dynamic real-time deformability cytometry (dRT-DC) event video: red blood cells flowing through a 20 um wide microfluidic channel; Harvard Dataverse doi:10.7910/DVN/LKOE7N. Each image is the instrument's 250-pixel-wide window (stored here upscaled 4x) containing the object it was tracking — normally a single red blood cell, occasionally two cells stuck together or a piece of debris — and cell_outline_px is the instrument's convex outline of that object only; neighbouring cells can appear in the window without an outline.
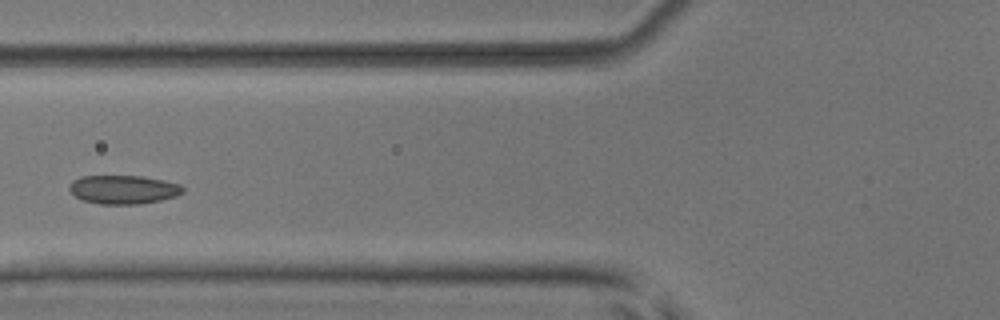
{"species": "common noctule bat (a hibernating species)", "species_latin": "Nyctalus noctula", "temperature_condition": "room temperature", "stored_images_in_passage": 7, "camera_frame_rate_fps": 3000, "um_per_image_px": 0.085, "animal": {"sex": "male", "body_mass_g": 17.9, "forearm_length_mm": 54.2}, "frame": {"image": 1, "passage_image": 6, "time_ms": 7.0, "image_size_px": [1000, 320], "cell_outline_px": [[184, 192], [176, 196], [160, 200], [140, 204], [100, 204], [80, 200], [68, 188], [72, 180], [80, 176], [140, 176], [164, 180], [180, 184], [184, 188]], "centroid_in_image_um": [10.48, 16.11], "position_along_channel_um": 115.3, "area_um2": 19.07}}
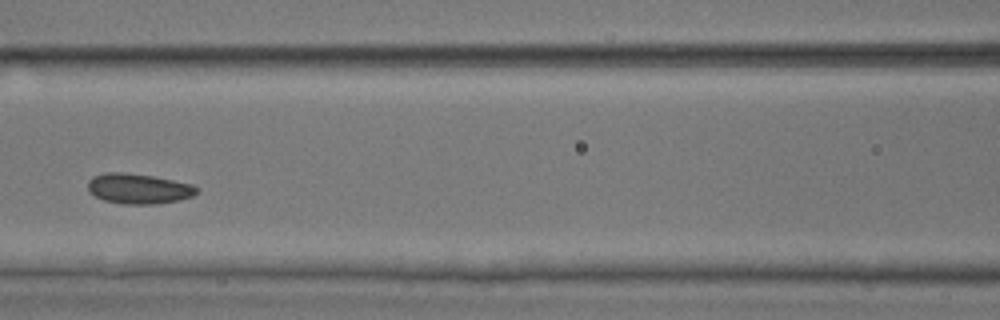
{"frame": {"image": 2, "passage_image": 7, "time_ms": 8.0, "image_size_px": [1000, 320], "cell_outline_px": [[200, 192], [192, 196], [180, 200], [156, 204], [124, 204], [104, 200], [88, 192], [88, 180], [92, 176], [104, 172], [124, 172], [152, 176], [192, 184], [200, 188]], "centroid_in_image_um": [11.79, 16.03], "position_along_channel_um": 154.8, "area_um2": 19.36}}